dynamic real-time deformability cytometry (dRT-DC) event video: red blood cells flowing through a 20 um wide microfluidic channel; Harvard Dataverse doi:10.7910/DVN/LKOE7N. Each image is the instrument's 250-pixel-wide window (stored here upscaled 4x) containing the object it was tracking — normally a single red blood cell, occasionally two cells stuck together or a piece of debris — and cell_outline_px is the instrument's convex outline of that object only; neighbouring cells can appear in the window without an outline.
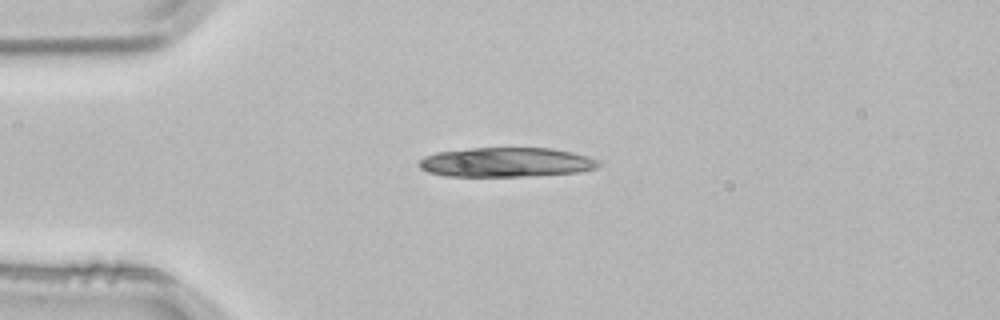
{"species": "common noctule bat (a hibernating species)", "species_latin": "Nyctalus noctula", "temperature_condition": "room temperature", "stored_images_in_passage": 3, "camera_frame_rate_fps": 3000, "um_per_image_px": 0.085, "animal": {"sex": "male", "body_mass_g": 21.5, "forearm_length_mm": 52.0}, "frame": {"image": 1, "passage_image": 2, "time_ms": 0.333, "image_size_px": [1000, 320], "cell_outline_px": [[600, 164], [596, 168], [576, 172], [524, 176], [444, 176], [428, 172], [420, 168], [420, 160], [424, 156], [436, 152], [468, 148], [552, 148], [572, 152], [588, 156], [600, 160]], "centroid_in_image_um": [43.01, 13.78], "position_along_channel_um": 42.0, "area_um2": 30.81}}